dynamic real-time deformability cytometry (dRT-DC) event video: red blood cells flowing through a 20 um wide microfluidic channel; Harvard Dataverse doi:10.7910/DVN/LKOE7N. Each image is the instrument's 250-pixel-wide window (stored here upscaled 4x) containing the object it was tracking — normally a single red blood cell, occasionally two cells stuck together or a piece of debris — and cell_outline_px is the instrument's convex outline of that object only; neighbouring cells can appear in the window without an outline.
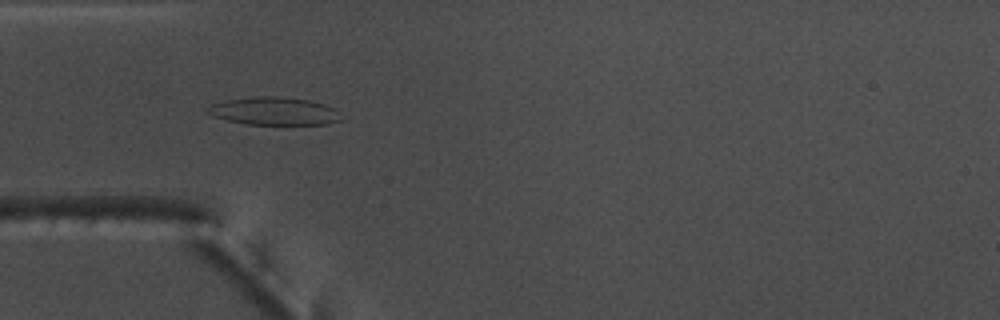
{"species": "common noctule bat (a hibernating species)", "species_latin": "Nyctalus noctula", "temperature_condition": "warm", "stored_images_in_passage": 51, "camera_frame_rate_fps": 3000, "um_per_image_px": 0.085, "animal": {"sex": "male", "body_mass_g": 17.5, "forearm_length_mm": 52.3}, "frame": {"image": 1, "passage_image": 14, "time_ms": 4.333, "image_size_px": [1000, 320], "cell_outline_px": [[344, 120], [328, 124], [248, 124], [228, 120], [212, 116], [204, 108], [212, 104], [224, 100], [256, 96], [276, 96], [308, 100], [324, 104], [336, 108]], "centroid_in_image_um": [23.32, 9.44], "position_along_channel_um": 61.7, "area_um2": 21.79}}
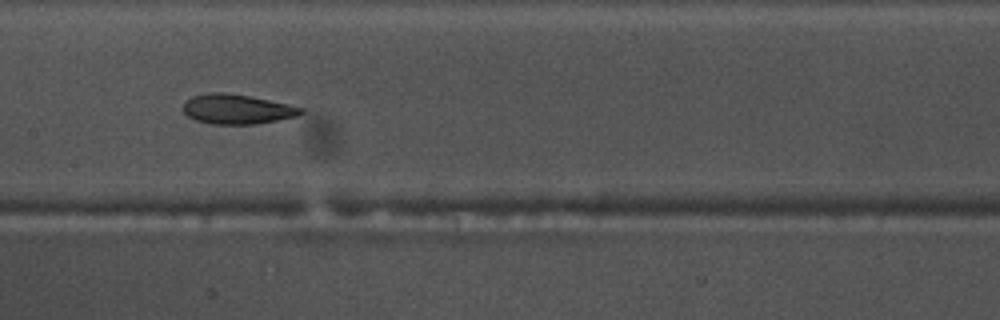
{"frame": {"image": 2, "passage_image": 24, "time_ms": 7.667, "image_size_px": [1000, 320], "cell_outline_px": [[304, 112], [296, 116], [276, 120], [252, 124], [212, 124], [196, 120], [188, 116], [184, 112], [184, 104], [192, 96], [212, 92], [224, 92], [248, 96], [288, 104], [304, 108]], "centroid_in_image_um": [20.14, 9.28], "position_along_channel_um": 187.3, "area_um2": 20.06}}
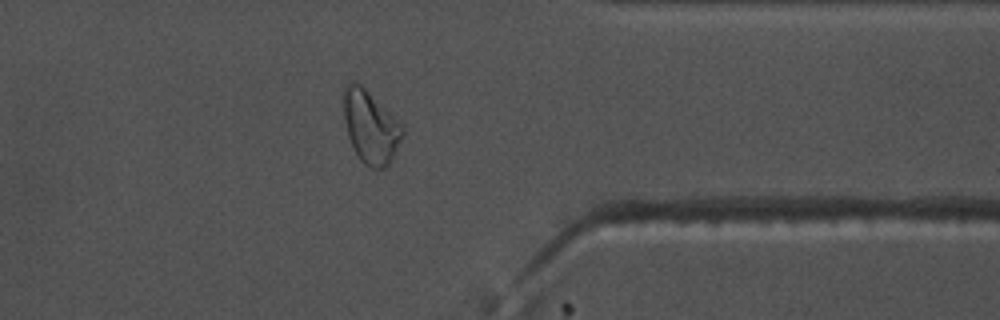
{"frame": {"image": 3, "passage_image": 40, "time_ms": 13.0, "image_size_px": [1000, 320], "cell_outline_px": [[404, 132], [388, 164], [384, 168], [372, 168], [364, 164], [360, 160], [348, 136], [344, 120], [344, 84], [360, 84], [404, 124]], "centroid_in_image_um": [31.51, 10.78], "position_along_channel_um": 379.9, "area_um2": 24.51}, "authors_computed_cell_mechanics": {"area_um2": 21.7906, "velocity_mm_per_s": 3.8182, "shape_relaxation_time_tau1_ms": null, "shape_relaxation_time_tau2_ms": 2.7661, "deformation_change_tau1": null, "deformation_change_tau2": 0.1004}}